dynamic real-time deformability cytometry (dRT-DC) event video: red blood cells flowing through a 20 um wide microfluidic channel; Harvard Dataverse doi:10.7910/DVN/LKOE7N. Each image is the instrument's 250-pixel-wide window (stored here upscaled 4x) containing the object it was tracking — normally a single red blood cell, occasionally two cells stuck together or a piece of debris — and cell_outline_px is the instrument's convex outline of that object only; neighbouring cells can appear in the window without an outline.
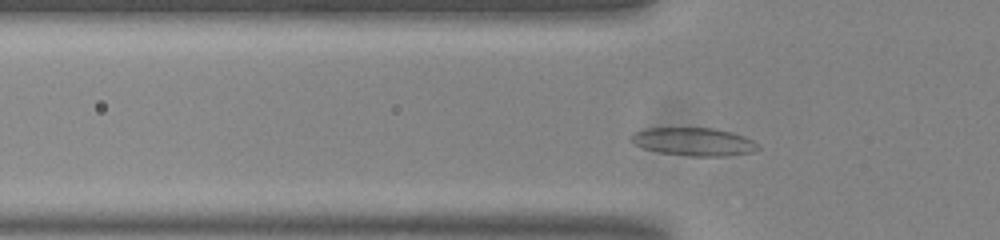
{"species": "common noctule bat (a hibernating species)", "species_latin": "Nyctalus noctula", "temperature_condition": "room temperature", "stored_images_in_passage": 45, "camera_frame_rate_fps": 3000, "um_per_image_px": 0.085, "animal": {"sex": "male", "body_mass_g": 20.0, "forearm_length_mm": 53.3}, "frame": {"image": 1, "passage_image": 8, "time_ms": 2.333, "image_size_px": [1000, 240], "cell_outline_px": [[760, 148], [752, 152], [728, 156], [692, 156], [660, 152], [644, 148], [632, 144], [628, 140], [628, 136], [632, 132], [644, 128], [712, 128], [732, 132], [744, 136], [760, 144]], "centroid_in_image_um": [58.92, 12.04], "position_along_channel_um": 66.9, "area_um2": 21.04}}
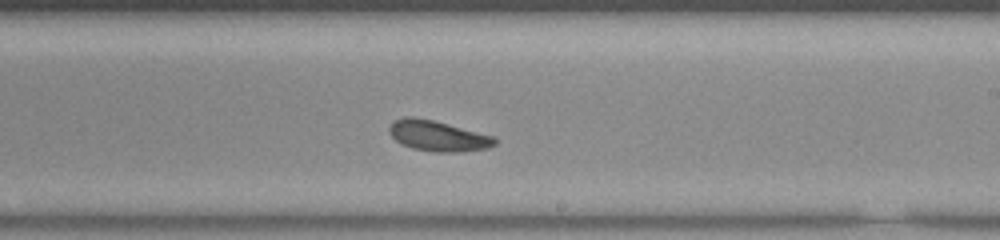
{"frame": {"image": 2, "passage_image": 23, "time_ms": 7.333, "image_size_px": [1000, 240], "cell_outline_px": [[496, 144], [488, 148], [460, 152], [436, 152], [412, 148], [396, 140], [388, 132], [388, 128], [392, 120], [408, 116], [412, 116], [432, 120], [492, 136], [496, 140]], "centroid_in_image_um": [37.17, 11.55], "position_along_channel_um": 251.8, "area_um2": 18.55}}
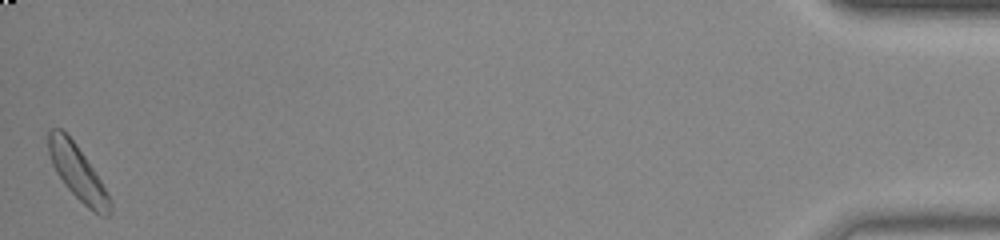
{"frame": {"image": 3, "passage_image": 45, "time_ms": 14.667, "image_size_px": [1000, 240], "cell_outline_px": [[112, 212], [108, 216], [100, 216], [92, 212], [64, 184], [56, 172], [52, 164], [48, 152], [48, 128], [60, 128], [76, 144], [100, 180], [112, 200]], "centroid_in_image_um": [6.61, 14.7], "position_along_channel_um": 428.6, "area_um2": 19.42}, "authors_computed_cell_mechanics": {"area_um2": 18.7272, "velocity_mm_per_s": 3.7072, "shape_relaxation_time_tau1_ms": 2.158, "shape_relaxation_time_tau2_ms": null, "deformation_change_tau1": 0.0589, "deformation_change_tau2": null}}